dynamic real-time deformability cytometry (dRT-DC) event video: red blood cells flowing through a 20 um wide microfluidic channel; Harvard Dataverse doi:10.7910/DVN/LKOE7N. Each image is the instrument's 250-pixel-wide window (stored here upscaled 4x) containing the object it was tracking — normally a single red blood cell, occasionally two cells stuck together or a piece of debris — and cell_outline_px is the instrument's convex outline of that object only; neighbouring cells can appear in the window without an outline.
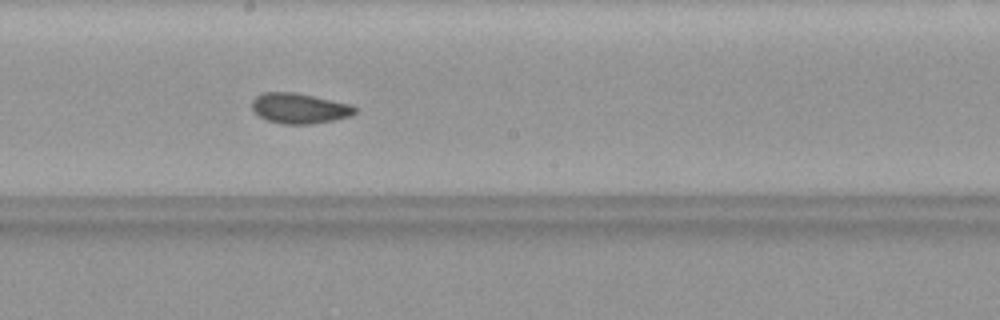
{"species": "common noctule bat (a hibernating species)", "species_latin": "Nyctalus noctula", "temperature_condition": "warm", "stored_images_in_passage": 36, "camera_frame_rate_fps": 3000, "um_per_image_px": 0.085, "animal": {"sex": "female", "body_mass_g": 19.9}, "frame": {"image": 1, "passage_image": 16, "time_ms": 5.0, "image_size_px": [1000, 320], "cell_outline_px": [[356, 112], [352, 116], [332, 120], [308, 124], [284, 124], [268, 120], [260, 116], [252, 108], [252, 100], [256, 96], [264, 92], [292, 92], [352, 104], [356, 108]], "centroid_in_image_um": [25.46, 9.2], "position_along_channel_um": 222.7, "area_um2": 17.98}}